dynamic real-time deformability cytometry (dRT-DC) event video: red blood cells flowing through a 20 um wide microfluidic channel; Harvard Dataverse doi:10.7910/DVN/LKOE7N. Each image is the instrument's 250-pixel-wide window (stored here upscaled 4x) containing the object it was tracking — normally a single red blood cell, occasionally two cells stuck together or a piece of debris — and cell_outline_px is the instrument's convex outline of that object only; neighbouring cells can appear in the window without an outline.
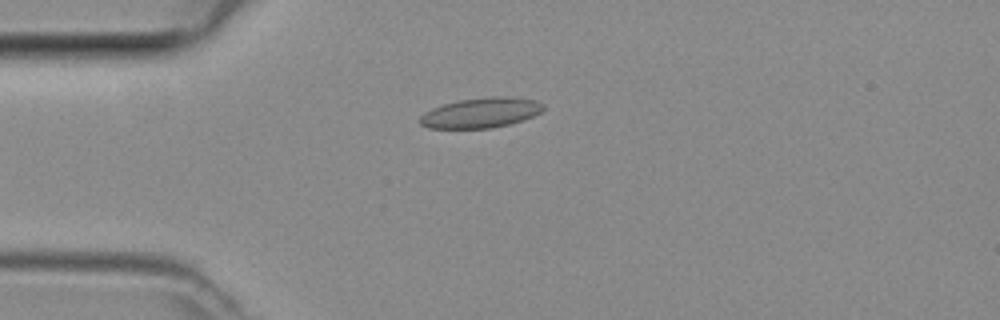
{"species": "common noctule bat (a hibernating species)", "species_latin": "Nyctalus noctula", "temperature_condition": "room temperature", "stored_images_in_passage": 5, "camera_frame_rate_fps": 3000, "um_per_image_px": 0.085, "animal": {"sex": "female", "body_mass_g": 29.2, "forearm_length_mm": 56.3}, "frame": {"image": 1, "passage_image": 4, "time_ms": 1.0, "image_size_px": [1000, 320], "cell_outline_px": [[544, 108], [540, 112], [532, 116], [508, 124], [492, 128], [428, 128], [420, 124], [420, 116], [424, 112], [432, 108], [444, 104], [460, 100], [492, 96], [508, 96], [536, 100], [544, 104]], "centroid_in_image_um": [40.86, 9.58], "position_along_channel_um": 44.1, "area_um2": 21.5}}